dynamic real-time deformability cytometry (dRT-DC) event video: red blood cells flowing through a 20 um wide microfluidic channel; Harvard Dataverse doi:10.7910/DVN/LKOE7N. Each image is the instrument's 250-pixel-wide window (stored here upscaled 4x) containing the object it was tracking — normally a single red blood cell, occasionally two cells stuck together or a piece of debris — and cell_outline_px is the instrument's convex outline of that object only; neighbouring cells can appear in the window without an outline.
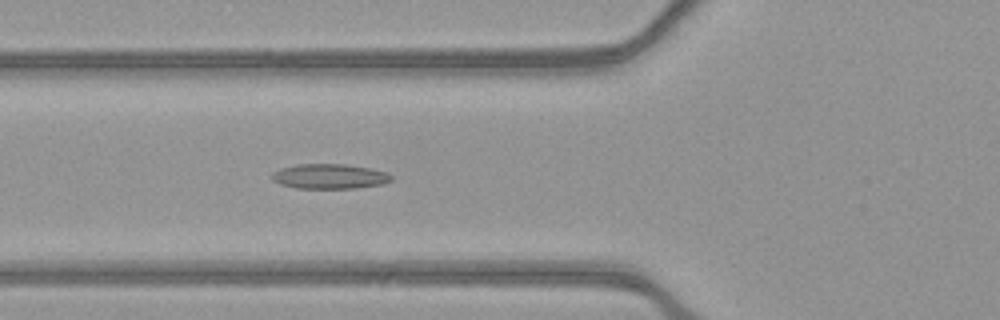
{"species": "common noctule bat (a hibernating species)", "species_latin": "Nyctalus noctula", "temperature_condition": "warm", "stored_images_in_passage": 50, "camera_frame_rate_fps": 3000, "um_per_image_px": 0.085, "animal": {"sex": "female", "body_mass_g": 21.9}, "frame": {"image": 1, "passage_image": 17, "time_ms": 5.333, "image_size_px": [1000, 320], "cell_outline_px": [[392, 180], [384, 184], [356, 188], [296, 188], [280, 184], [272, 180], [272, 172], [280, 168], [296, 164], [344, 164], [368, 168], [388, 172], [392, 176]], "centroid_in_image_um": [28.01, 14.99], "position_along_channel_um": 97.8, "area_um2": 17.4}}
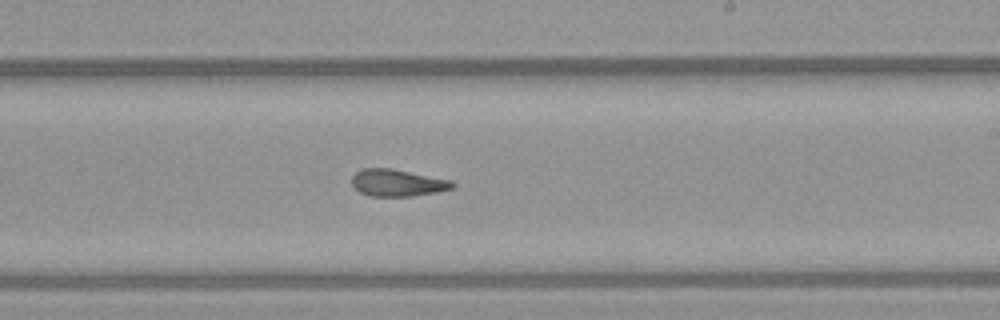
{"frame": {"image": 2, "passage_image": 29, "time_ms": 9.333, "image_size_px": [1000, 320], "cell_outline_px": [[456, 184], [452, 188], [436, 192], [412, 196], [368, 196], [360, 192], [352, 184], [352, 176], [356, 172], [364, 168], [392, 168], [452, 180]], "centroid_in_image_um": [33.79, 15.53], "position_along_channel_um": 255.2, "area_um2": 15.84}}
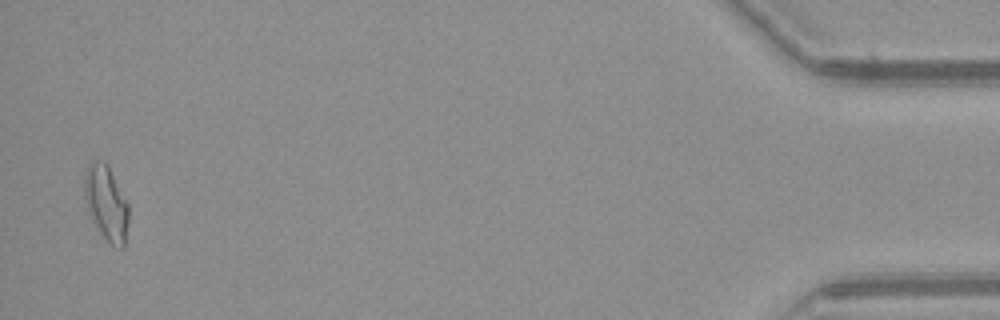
{"frame": {"image": 3, "passage_image": 49, "time_ms": 16.0, "image_size_px": [1000, 320], "cell_outline_px": [[128, 220], [124, 248], [120, 248], [112, 244], [100, 232], [84, 200], [84, 176], [88, 164], [92, 160], [104, 160], [108, 164], [128, 204]], "centroid_in_image_um": [9.03, 17.19], "position_along_channel_um": 426.2, "area_um2": 19.02}, "authors_computed_cell_mechanics": {"area_um2": 16.9643, "velocity_mm_per_s": 3.9165, "shape_relaxation_time_tau1_ms": null, "shape_relaxation_time_tau2_ms": 3.2297, "deformation_change_tau1": null, "deformation_change_tau2": 0.1138}}